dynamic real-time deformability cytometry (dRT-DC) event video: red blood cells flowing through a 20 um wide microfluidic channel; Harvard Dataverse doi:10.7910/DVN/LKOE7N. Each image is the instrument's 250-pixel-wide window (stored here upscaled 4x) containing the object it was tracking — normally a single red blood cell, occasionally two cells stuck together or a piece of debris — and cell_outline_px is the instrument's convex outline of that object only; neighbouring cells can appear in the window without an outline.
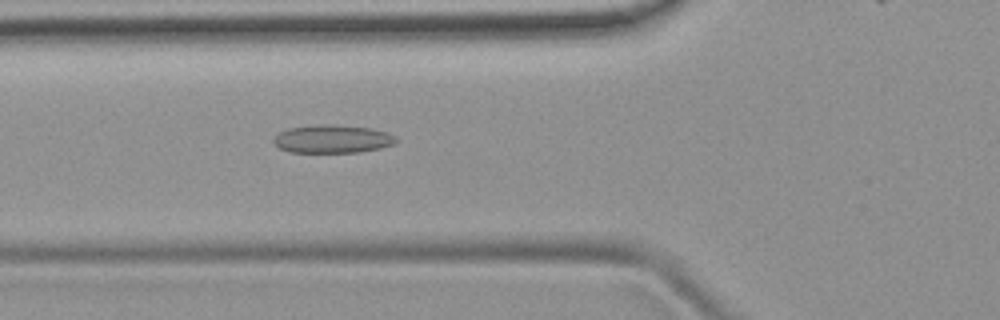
{"species": "common noctule bat (a hibernating species)", "species_latin": "Nyctalus noctula", "temperature_condition": "room temperature", "stored_images_in_passage": 51, "camera_frame_rate_fps": 3000, "um_per_image_px": 0.085, "animal": {"sex": "female", "body_mass_g": 19.9}, "frame": {"image": 1, "passage_image": 18, "time_ms": 5.667, "image_size_px": [1000, 320], "cell_outline_px": [[396, 140], [392, 144], [380, 148], [356, 152], [292, 152], [280, 148], [272, 140], [280, 132], [288, 128], [328, 124], [372, 128], [396, 136]], "centroid_in_image_um": [28.25, 11.81], "position_along_channel_um": 97.5, "area_um2": 19.65}}
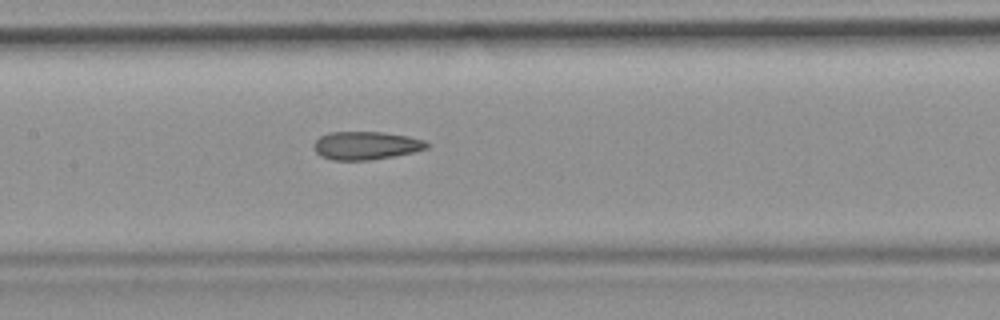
{"frame": {"image": 2, "passage_image": 24, "time_ms": 7.667, "image_size_px": [1000, 320], "cell_outline_px": [[428, 148], [412, 152], [392, 156], [368, 160], [332, 160], [320, 156], [316, 152], [312, 144], [320, 136], [328, 132], [384, 132], [408, 136], [424, 140], [428, 144]], "centroid_in_image_um": [31.06, 12.36], "position_along_channel_um": 176.3, "area_um2": 18.5}}
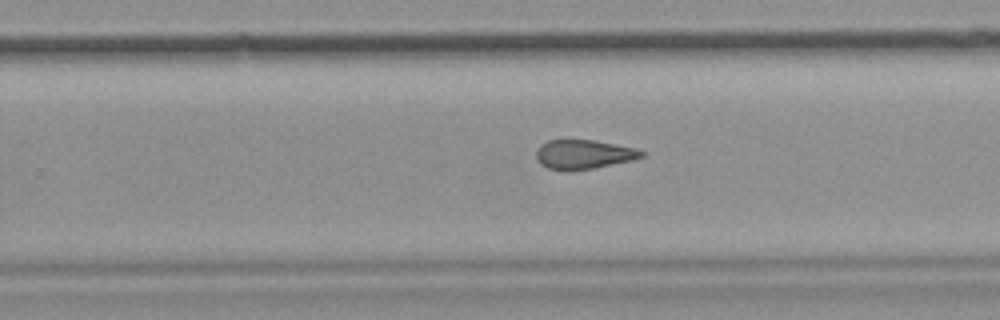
{"frame": {"image": 3, "passage_image": 32, "time_ms": 10.333, "image_size_px": [1000, 320], "cell_outline_px": [[644, 156], [632, 160], [592, 168], [568, 172], [548, 168], [540, 164], [536, 160], [536, 152], [540, 144], [548, 140], [592, 140], [636, 148], [644, 152]], "centroid_in_image_um": [49.56, 13.13], "position_along_channel_um": 280.2, "area_um2": 17.98}}